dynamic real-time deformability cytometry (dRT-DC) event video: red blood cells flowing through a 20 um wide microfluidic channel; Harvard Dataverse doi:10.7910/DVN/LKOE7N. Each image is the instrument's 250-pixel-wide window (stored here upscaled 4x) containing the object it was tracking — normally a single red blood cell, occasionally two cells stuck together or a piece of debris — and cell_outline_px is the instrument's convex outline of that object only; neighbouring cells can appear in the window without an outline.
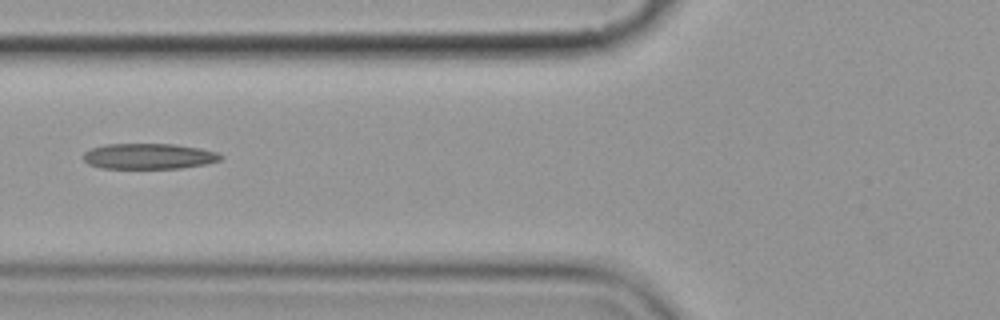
{"species": "common noctule bat (a hibernating species)", "species_latin": "Nyctalus noctula", "temperature_condition": "cold", "stored_images_in_passage": 5, "camera_frame_rate_fps": 3000, "um_per_image_px": 0.085, "animal": {"sex": "female", "body_mass_g": 19.9}, "frame": {"image": 1, "passage_image": 5, "time_ms": 5.667, "image_size_px": [1000, 320], "cell_outline_px": [[224, 156], [220, 160], [204, 164], [180, 168], [104, 168], [88, 164], [84, 160], [84, 152], [92, 148], [104, 144], [176, 144], [200, 148], [216, 152]], "centroid_in_image_um": [12.65, 13.27], "position_along_channel_um": 113.2, "area_um2": 20.4}}